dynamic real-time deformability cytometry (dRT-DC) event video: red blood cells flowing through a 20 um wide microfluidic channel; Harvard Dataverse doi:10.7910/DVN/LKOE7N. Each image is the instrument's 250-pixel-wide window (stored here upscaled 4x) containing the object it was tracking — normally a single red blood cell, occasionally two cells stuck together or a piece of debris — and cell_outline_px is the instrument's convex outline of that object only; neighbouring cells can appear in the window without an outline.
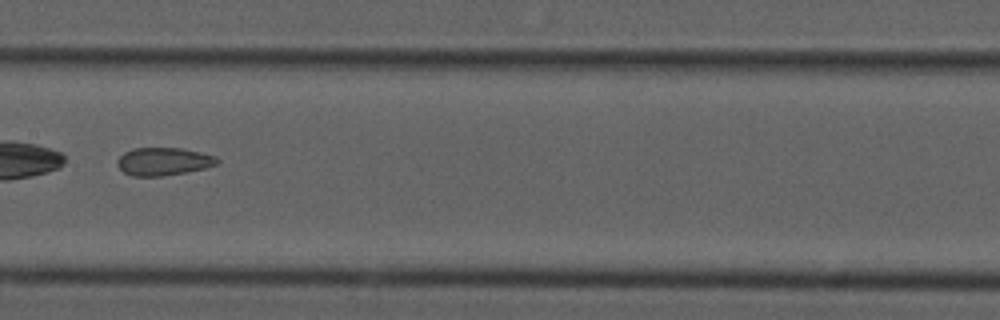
{"species": "common noctule bat (a hibernating species)", "species_latin": "Nyctalus noctula", "temperature_condition": "cold", "stored_images_in_passage": 31, "camera_frame_rate_fps": 3000, "um_per_image_px": 0.085, "animal": {"sex": "male", "forearm_length_mm": 52.5}, "frame": {"image": 1, "passage_image": 10, "time_ms": 3.0, "image_size_px": [1000, 320], "cell_outline_px": [[220, 160], [216, 164], [204, 168], [188, 172], [160, 176], [132, 176], [124, 172], [116, 164], [116, 160], [124, 152], [132, 148], [180, 148], [200, 152], [216, 156]], "centroid_in_image_um": [13.88, 13.72], "position_along_channel_um": 193.5, "area_um2": 16.24}}